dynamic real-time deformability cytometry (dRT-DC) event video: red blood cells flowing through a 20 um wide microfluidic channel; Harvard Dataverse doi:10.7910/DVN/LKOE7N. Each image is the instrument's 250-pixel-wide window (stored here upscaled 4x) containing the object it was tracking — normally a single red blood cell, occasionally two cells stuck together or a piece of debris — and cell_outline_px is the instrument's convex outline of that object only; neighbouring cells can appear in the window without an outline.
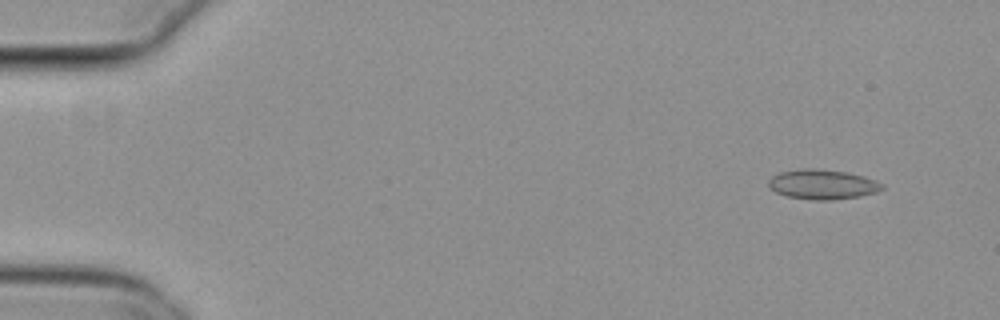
{"species": "common noctule bat (a hibernating species)", "species_latin": "Nyctalus noctula", "temperature_condition": "cold", "stored_images_in_passage": 17, "camera_frame_rate_fps": 3000, "um_per_image_px": 0.085, "animal": {"sex": "female", "body_mass_g": 29.2, "forearm_length_mm": 56.3}, "frame": {"image": 1, "passage_image": 5, "time_ms": 1.333, "image_size_px": [1000, 320], "cell_outline_px": [[884, 188], [876, 192], [860, 196], [832, 200], [812, 200], [788, 196], [776, 192], [768, 184], [768, 180], [772, 176], [780, 172], [804, 168], [820, 168], [848, 172], [864, 176], [876, 180], [884, 184]], "centroid_in_image_um": [69.95, 15.66], "position_along_channel_um": 15.1, "area_um2": 19.83}}